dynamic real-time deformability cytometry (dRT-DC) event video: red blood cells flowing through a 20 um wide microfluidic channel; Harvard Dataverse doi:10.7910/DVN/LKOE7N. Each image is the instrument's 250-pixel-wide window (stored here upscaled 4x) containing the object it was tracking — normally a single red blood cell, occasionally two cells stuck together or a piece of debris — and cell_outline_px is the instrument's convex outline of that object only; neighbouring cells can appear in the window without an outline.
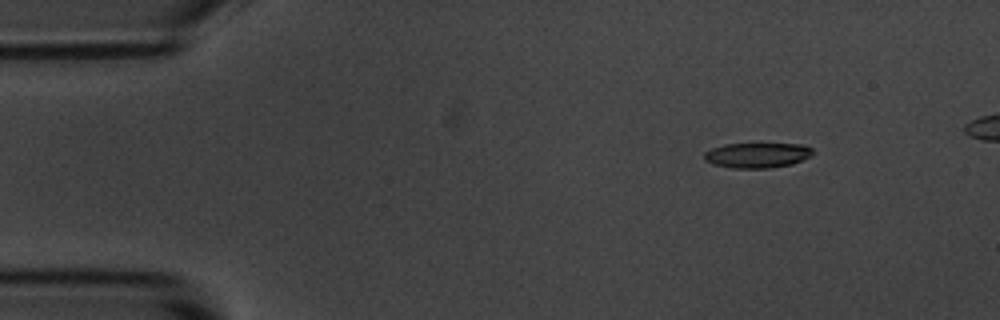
{"species": "common noctule bat (a hibernating species)", "species_latin": "Nyctalus noctula", "temperature_condition": "room temperature", "stored_images_in_passage": 5, "camera_frame_rate_fps": 3000, "um_per_image_px": 0.085, "animal": {"sex": "male", "body_mass_g": 20.1, "forearm_length_mm": 53.5}, "frame": {"image": 1, "passage_image": 1, "time_ms": 0.0, "image_size_px": [1000, 320], "cell_outline_px": [[812, 152], [808, 156], [792, 164], [768, 168], [732, 168], [716, 164], [704, 160], [704, 152], [712, 148], [724, 144], [804, 144], [812, 148]], "centroid_in_image_um": [64.33, 13.19], "position_along_channel_um": 20.7, "area_um2": 15.66}}
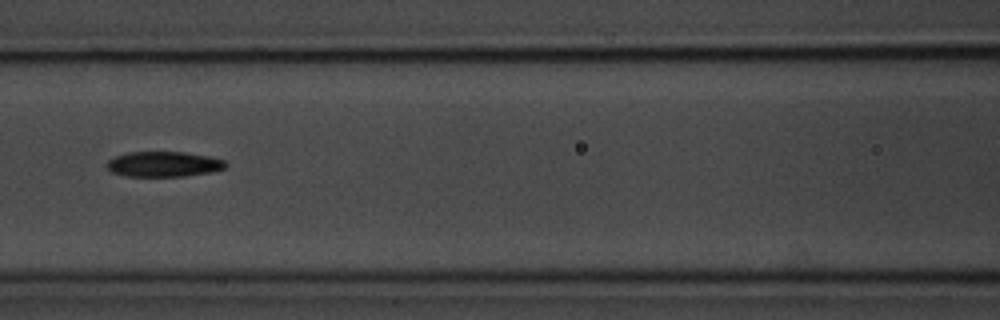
{"frame": {"image": 2, "passage_image": 5, "time_ms": 5.667, "image_size_px": [1000, 320], "cell_outline_px": [[228, 164], [224, 168], [212, 172], [184, 176], [124, 176], [112, 172], [104, 164], [108, 160], [116, 156], [128, 152], [184, 152], [208, 156], [224, 160]], "centroid_in_image_um": [13.9, 13.95], "position_along_channel_um": 152.7, "area_um2": 17.51}}